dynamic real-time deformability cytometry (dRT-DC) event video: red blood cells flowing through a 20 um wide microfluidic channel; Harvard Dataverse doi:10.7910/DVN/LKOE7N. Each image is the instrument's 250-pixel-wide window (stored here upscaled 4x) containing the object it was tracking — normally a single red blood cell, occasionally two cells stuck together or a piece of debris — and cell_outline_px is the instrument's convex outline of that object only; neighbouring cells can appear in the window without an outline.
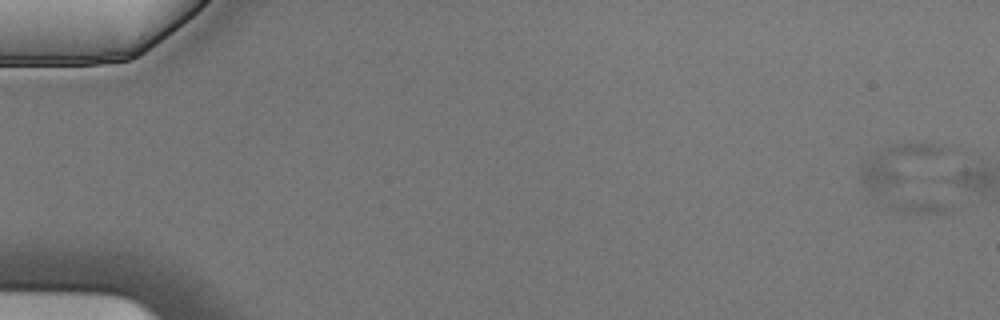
{"species": "Egyptian fruit bat (a non-hibernating species)", "species_latin": "Rousettus aegyptiacus", "temperature_condition": "cold", "stored_images_in_passage": 6, "camera_frame_rate_fps": 3000, "um_per_image_px": 0.085, "animal": {"sex": "male"}, "frame": {"image": 1, "passage_image": 1, "time_ms": 0.0, "image_size_px": [1000, 320], "cell_outline_px": [[948, 204], [940, 212], [896, 212], [880, 204], [860, 180], [860, 168], [864, 160], [876, 152], [884, 148], [896, 144], [940, 144], [948, 148]], "centroid_in_image_um": [77.23, 15.07], "position_along_channel_um": 7.8, "area_um2": 37.4}}